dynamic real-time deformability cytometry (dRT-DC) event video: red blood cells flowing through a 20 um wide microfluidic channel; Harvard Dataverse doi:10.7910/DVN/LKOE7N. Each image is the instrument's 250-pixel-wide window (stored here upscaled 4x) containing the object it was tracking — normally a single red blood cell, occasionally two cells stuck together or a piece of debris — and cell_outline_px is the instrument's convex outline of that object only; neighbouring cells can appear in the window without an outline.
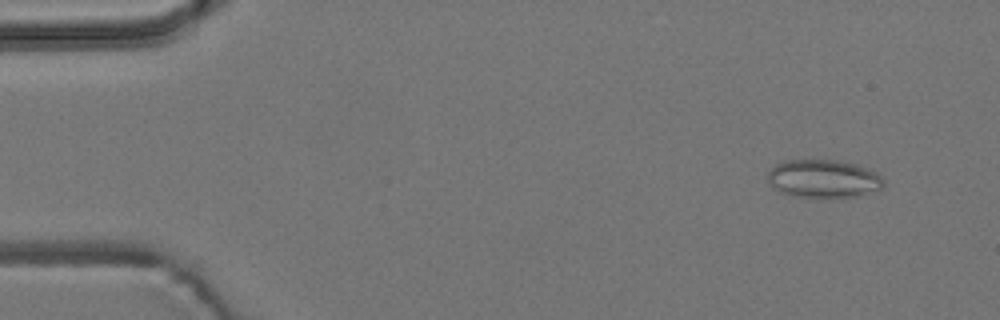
{"species": "common noctule bat (a hibernating species)", "species_latin": "Nyctalus noctula", "temperature_condition": "room temperature", "stored_images_in_passage": 12, "camera_frame_rate_fps": 3000, "um_per_image_px": 0.085, "animal": {"sex": "male", "body_mass_g": 19.2, "forearm_length_mm": 51.8}, "frame": {"image": 1, "passage_image": 2, "time_ms": 0.333, "image_size_px": [1000, 320], "cell_outline_px": [[884, 184], [880, 188], [860, 196], [800, 196], [780, 192], [772, 188], [768, 180], [768, 172], [776, 164], [784, 160], [836, 160], [856, 164], [876, 172], [884, 180]], "centroid_in_image_um": [69.98, 15.17], "position_along_channel_um": 15.0, "area_um2": 25.37}}